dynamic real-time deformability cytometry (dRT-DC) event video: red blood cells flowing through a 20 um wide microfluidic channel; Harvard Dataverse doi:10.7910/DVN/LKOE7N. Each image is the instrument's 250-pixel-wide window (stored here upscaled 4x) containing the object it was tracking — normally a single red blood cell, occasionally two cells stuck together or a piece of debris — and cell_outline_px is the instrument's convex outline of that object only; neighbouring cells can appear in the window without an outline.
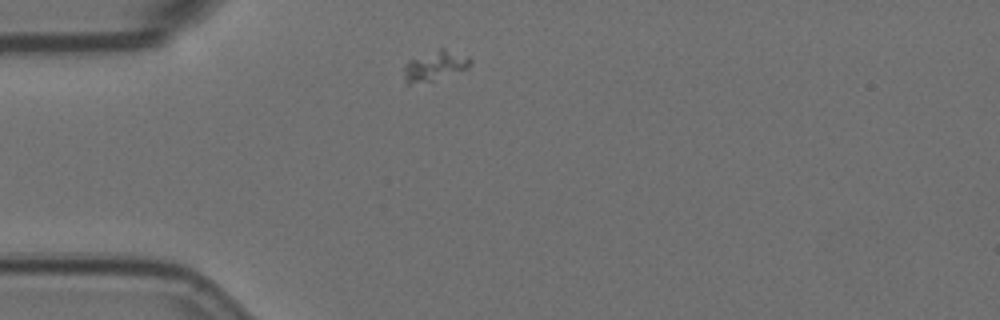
{"species": "Egyptian fruit bat (a non-hibernating species)", "species_latin": "Rousettus aegyptiacus", "temperature_condition": "room temperature", "stored_images_in_passage": 4, "camera_frame_rate_fps": 3000, "um_per_image_px": 0.085, "animal": {"sex": "female"}, "frame": {"image": 1, "passage_image": 1, "time_ms": 0.0, "image_size_px": [1000, 320], "cell_outline_px": [[472, 64], [468, 68], [432, 80], [408, 84], [404, 76], [404, 64], [408, 60], [440, 48], [444, 48], [468, 56], [472, 60]], "centroid_in_image_um": [36.98, 5.56], "position_along_channel_um": 48.0, "area_um2": 11.33}}
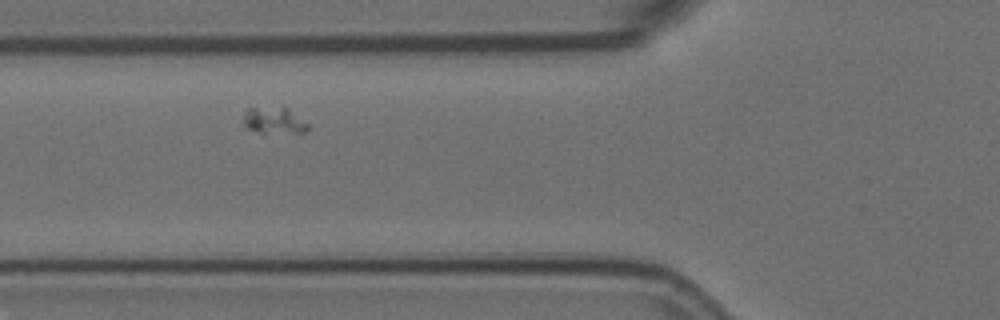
{"frame": {"image": 2, "passage_image": 3, "time_ms": 0.667, "image_size_px": [1000, 320], "cell_outline_px": [[308, 128], [304, 132], [260, 132], [244, 128], [244, 112], [248, 108], [284, 104], [308, 124]], "centroid_in_image_um": [23.26, 10.18], "position_along_channel_um": 102.5, "area_um2": 10.23}}